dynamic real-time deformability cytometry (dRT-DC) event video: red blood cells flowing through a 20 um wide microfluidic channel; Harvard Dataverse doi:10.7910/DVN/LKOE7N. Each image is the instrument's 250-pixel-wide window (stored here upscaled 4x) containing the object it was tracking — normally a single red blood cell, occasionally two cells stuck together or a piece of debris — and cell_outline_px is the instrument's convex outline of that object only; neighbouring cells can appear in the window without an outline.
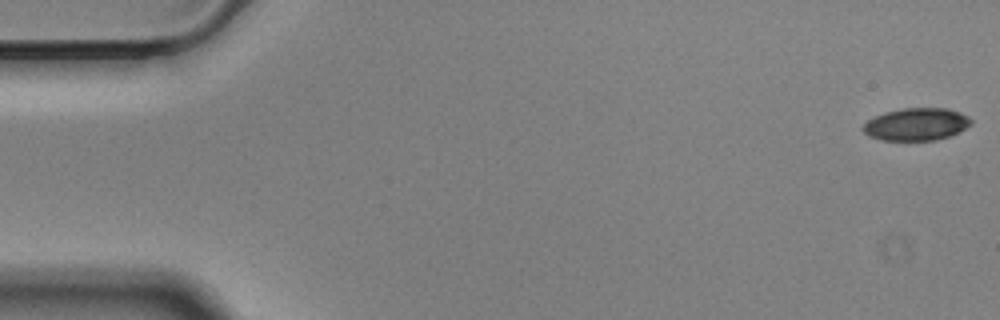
{"species": "Egyptian fruit bat (a non-hibernating species)", "species_latin": "Rousettus aegyptiacus", "temperature_condition": "cold", "stored_images_in_passage": 57, "camera_frame_rate_fps": 3000, "um_per_image_px": 0.085, "animal": {"sex": "male"}, "frame": {"image": 1, "passage_image": 1, "time_ms": 0.0, "image_size_px": [1000, 320], "cell_outline_px": [[972, 124], [948, 136], [936, 140], [884, 140], [868, 136], [860, 128], [868, 120], [884, 112], [904, 108], [948, 108], [960, 112], [968, 116], [972, 120]], "centroid_in_image_um": [77.87, 10.55], "position_along_channel_um": 7.1, "area_um2": 20.35}}
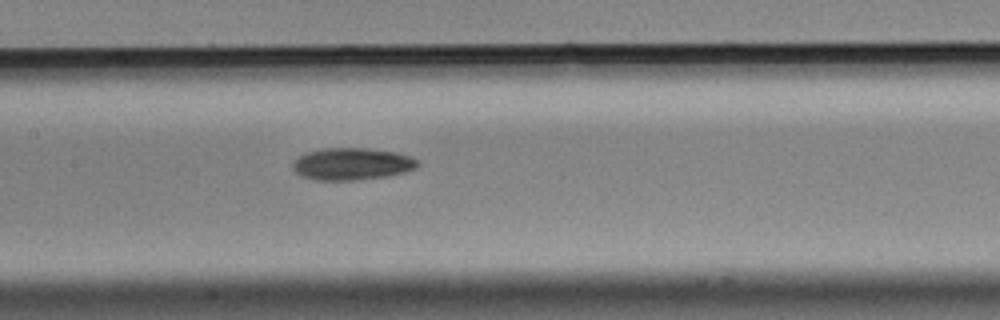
{"frame": {"image": 2, "passage_image": 27, "time_ms": 8.667, "image_size_px": [1000, 320], "cell_outline_px": [[420, 164], [416, 168], [404, 172], [388, 176], [356, 180], [316, 180], [300, 176], [292, 168], [292, 164], [304, 152], [320, 148], [368, 148], [396, 152], [420, 160]], "centroid_in_image_um": [29.91, 13.93], "position_along_channel_um": 177.5, "area_um2": 23.58}}
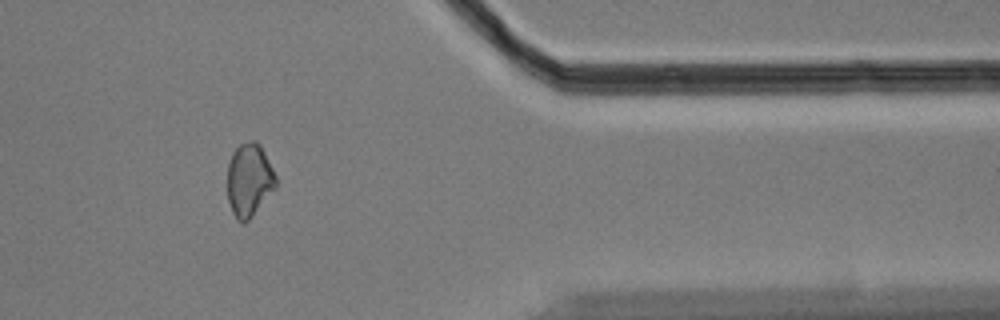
{"frame": {"image": 3, "passage_image": 47, "time_ms": 15.333, "image_size_px": [1000, 320], "cell_outline_px": [[276, 188], [252, 216], [244, 224], [236, 220], [232, 212], [228, 200], [228, 164], [232, 152], [240, 144], [252, 140], [256, 140], [260, 144], [276, 176]], "centroid_in_image_um": [21.18, 15.31], "position_along_channel_um": 390.2, "area_um2": 20.69}, "authors_computed_cell_mechanics": {"area_um2": 22.0218, "velocity_mm_per_s": 3.5139, "shape_relaxation_time_tau1_ms": 7.5187, "shape_relaxation_time_tau2_ms": null, "deformation_change_tau1": 0.1701, "deformation_change_tau2": null}}